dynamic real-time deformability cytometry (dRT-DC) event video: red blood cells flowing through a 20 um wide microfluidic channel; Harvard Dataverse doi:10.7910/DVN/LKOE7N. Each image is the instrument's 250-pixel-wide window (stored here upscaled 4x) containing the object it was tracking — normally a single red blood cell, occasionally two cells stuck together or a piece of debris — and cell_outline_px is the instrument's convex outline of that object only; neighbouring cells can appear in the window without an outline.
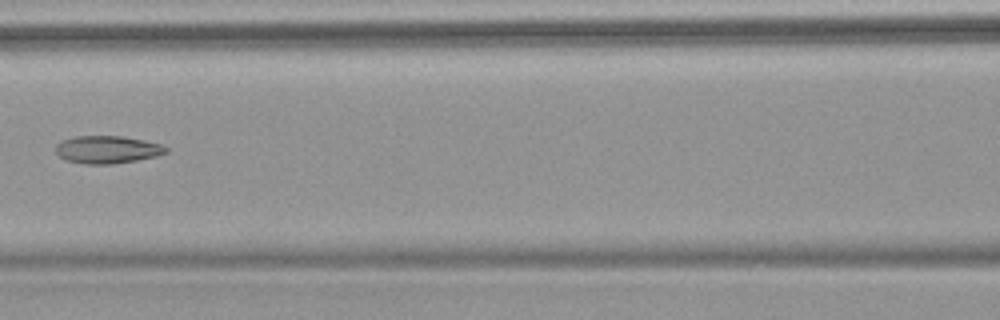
{"species": "common noctule bat (a hibernating species)", "species_latin": "Nyctalus noctula", "temperature_condition": "warm", "stored_images_in_passage": 7, "camera_frame_rate_fps": 3000, "um_per_image_px": 0.085, "animal": {"sex": "female", "body_mass_g": 18.4}, "frame": {"image": 1, "passage_image": 7, "time_ms": 7.0, "image_size_px": [1000, 320], "cell_outline_px": [[168, 152], [156, 156], [136, 160], [112, 164], [84, 164], [68, 160], [60, 156], [56, 152], [56, 144], [60, 140], [76, 136], [124, 136], [144, 140], [160, 144], [168, 148]], "centroid_in_image_um": [9.12, 12.7], "position_along_channel_um": 157.5, "area_um2": 17.74}}